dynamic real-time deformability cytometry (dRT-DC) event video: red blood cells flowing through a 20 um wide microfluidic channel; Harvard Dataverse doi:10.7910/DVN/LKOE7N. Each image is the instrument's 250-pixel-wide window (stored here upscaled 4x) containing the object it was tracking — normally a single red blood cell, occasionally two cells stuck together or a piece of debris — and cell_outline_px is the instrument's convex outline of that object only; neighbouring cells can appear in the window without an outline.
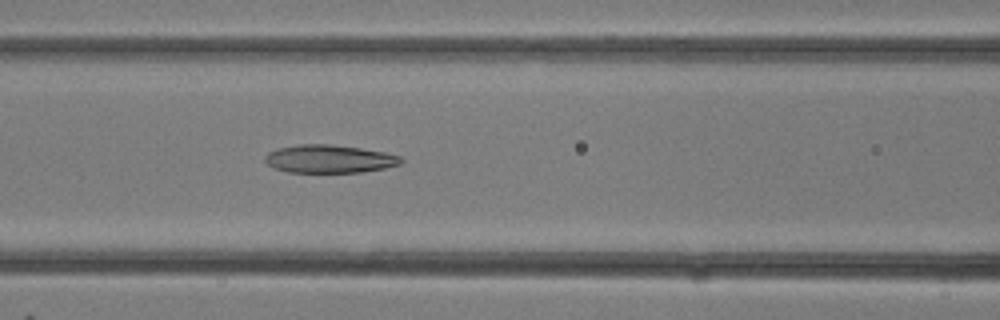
{"species": "common noctule bat (a hibernating species)", "species_latin": "Nyctalus noctula", "temperature_condition": "room temperature", "stored_images_in_passage": 13, "camera_frame_rate_fps": 3000, "um_per_image_px": 0.085, "animal": {"sex": "female"}, "frame": {"image": 1, "passage_image": 13, "time_ms": 4.0, "image_size_px": [1000, 320], "cell_outline_px": [[404, 160], [400, 164], [384, 168], [360, 172], [288, 172], [276, 168], [268, 164], [264, 160], [264, 156], [268, 152], [276, 148], [300, 144], [328, 144], [360, 148], [384, 152], [400, 156]], "centroid_in_image_um": [27.97, 13.5], "position_along_channel_um": 138.6, "area_um2": 22.14}}